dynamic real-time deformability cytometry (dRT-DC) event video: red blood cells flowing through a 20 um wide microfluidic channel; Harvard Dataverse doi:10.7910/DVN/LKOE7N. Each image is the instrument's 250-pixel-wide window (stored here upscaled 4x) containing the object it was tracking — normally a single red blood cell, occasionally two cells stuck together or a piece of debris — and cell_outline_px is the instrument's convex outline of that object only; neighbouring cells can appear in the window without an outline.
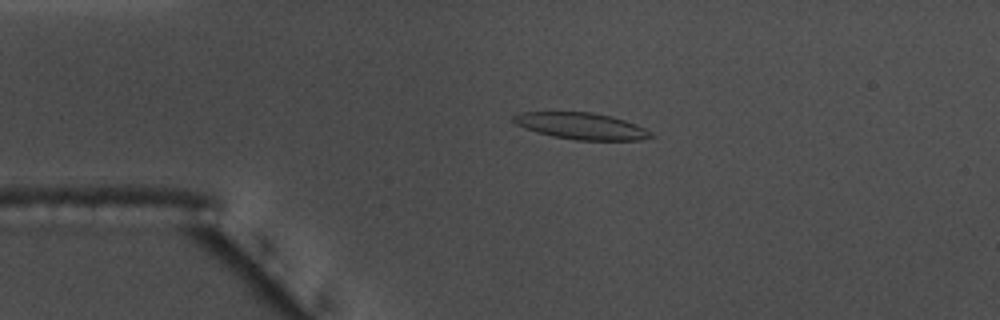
{"species": "common noctule bat (a hibernating species)", "species_latin": "Nyctalus noctula", "temperature_condition": "warm", "stored_images_in_passage": 47, "camera_frame_rate_fps": 3000, "um_per_image_px": 0.085, "animal": {"sex": "male", "body_mass_g": 17.5, "forearm_length_mm": 52.3}, "frame": {"image": 1, "passage_image": 9, "time_ms": 2.667, "image_size_px": [1000, 320], "cell_outline_px": [[656, 136], [640, 140], [576, 140], [552, 136], [536, 132], [516, 124], [512, 120], [512, 116], [524, 112], [592, 112], [612, 116], [636, 124], [652, 132]], "centroid_in_image_um": [49.44, 10.71], "position_along_channel_um": 35.6, "area_um2": 21.27}}
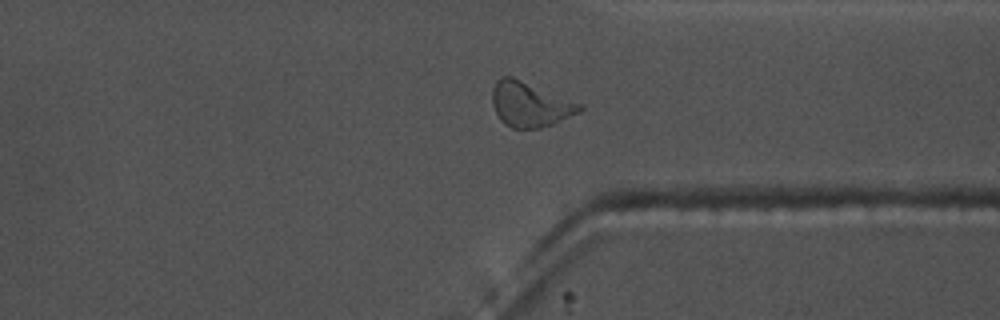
{"frame": {"image": 2, "passage_image": 39, "time_ms": 12.667, "image_size_px": [1000, 320], "cell_outline_px": [[584, 108], [580, 112], [552, 124], [540, 128], [512, 128], [504, 124], [500, 120], [492, 104], [492, 88], [496, 80], [500, 76], [512, 76], [584, 104]], "centroid_in_image_um": [45.05, 8.86], "position_along_channel_um": 366.4, "area_um2": 23.06}}
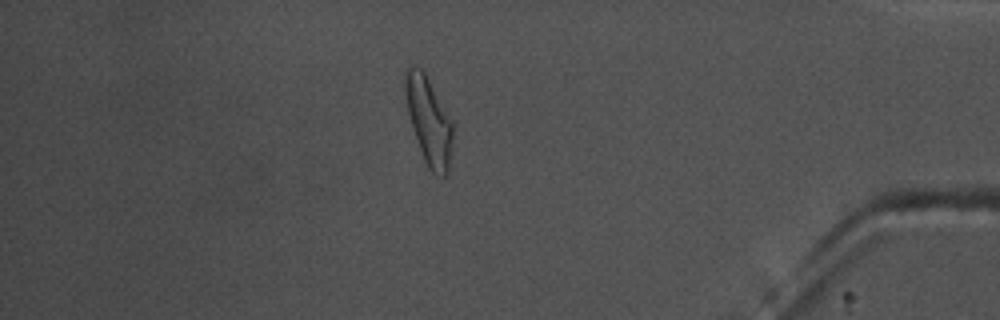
{"frame": {"image": 3, "passage_image": 45, "time_ms": 14.667, "image_size_px": [1000, 320], "cell_outline_px": [[452, 148], [448, 172], [444, 176], [436, 176], [428, 168], [424, 160], [412, 128], [408, 112], [404, 88], [404, 72], [408, 64], [420, 68], [424, 72], [452, 120]], "centroid_in_image_um": [36.43, 10.27], "position_along_channel_um": 398.8, "area_um2": 24.22}, "authors_computed_cell_mechanics": {"area_um2": 21.2126, "velocity_mm_per_s": 3.6458, "shape_relaxation_time_tau1_ms": null, "shape_relaxation_time_tau2_ms": 2.6069, "deformation_change_tau1": null, "deformation_change_tau2": 0.1089}}